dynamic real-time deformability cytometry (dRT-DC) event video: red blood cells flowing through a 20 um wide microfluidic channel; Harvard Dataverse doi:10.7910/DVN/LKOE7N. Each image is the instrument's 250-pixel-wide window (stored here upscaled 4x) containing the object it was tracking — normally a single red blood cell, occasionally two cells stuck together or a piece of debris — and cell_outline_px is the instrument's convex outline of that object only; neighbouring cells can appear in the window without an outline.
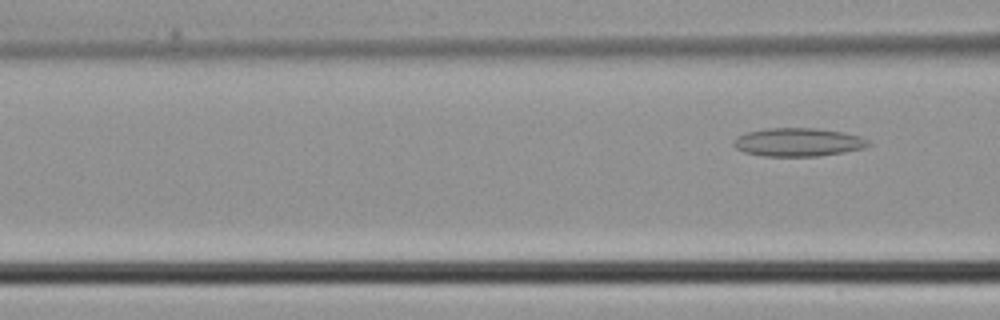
{"species": "common noctule bat (a hibernating species)", "species_latin": "Nyctalus noctula", "temperature_condition": "cold", "stored_images_in_passage": 5, "camera_frame_rate_fps": 3000, "um_per_image_px": 0.085, "animal": {"sex": "male", "body_mass_g": 21.5, "forearm_length_mm": 52.0}, "frame": {"image": 1, "passage_image": 5, "time_ms": 1.333, "image_size_px": [1000, 320], "cell_outline_px": [[872, 144], [864, 148], [844, 152], [820, 156], [764, 156], [744, 152], [736, 148], [732, 144], [732, 140], [736, 136], [748, 132], [768, 128], [816, 128], [844, 132], [860, 136], [868, 140]], "centroid_in_image_um": [67.84, 12.08], "position_along_channel_um": 98.8, "area_um2": 22.43}}